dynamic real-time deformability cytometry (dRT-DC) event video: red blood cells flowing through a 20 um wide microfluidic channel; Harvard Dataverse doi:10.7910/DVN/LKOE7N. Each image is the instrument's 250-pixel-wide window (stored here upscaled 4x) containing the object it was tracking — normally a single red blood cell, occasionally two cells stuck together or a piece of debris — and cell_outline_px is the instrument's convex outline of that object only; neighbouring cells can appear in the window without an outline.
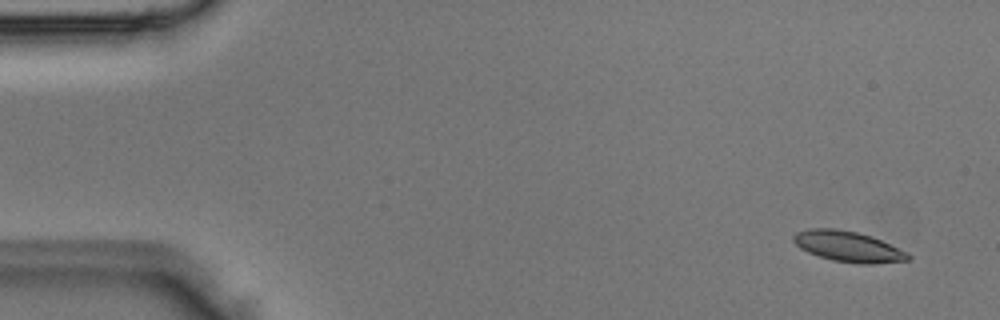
{"species": "Egyptian fruit bat (a non-hibernating species)", "species_latin": "Rousettus aegyptiacus", "temperature_condition": "room temperature", "stored_images_in_passage": 4, "camera_frame_rate_fps": 3000, "um_per_image_px": 0.085, "animal": {"sex": "male"}, "frame": {"image": 1, "passage_image": 1, "time_ms": 0.0, "image_size_px": [1000, 320], "cell_outline_px": [[912, 256], [908, 260], [872, 264], [860, 264], [832, 260], [808, 252], [800, 248], [792, 240], [792, 236], [796, 232], [812, 228], [836, 228], [856, 232], [872, 236], [908, 252]], "centroid_in_image_um": [72.1, 20.95], "position_along_channel_um": 12.9, "area_um2": 20.46}}
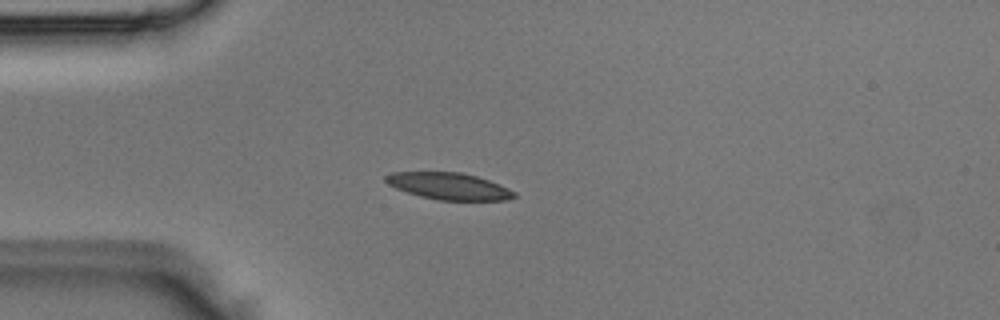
{"frame": {"image": 2, "passage_image": 4, "time_ms": 1.0, "image_size_px": [1000, 320], "cell_outline_px": [[516, 196], [508, 200], [436, 200], [420, 196], [396, 188], [388, 184], [384, 180], [384, 176], [392, 172], [460, 172], [476, 176], [488, 180], [508, 188], [516, 192]], "centroid_in_image_um": [38.15, 15.82], "position_along_channel_um": 46.9, "area_um2": 20.0}}